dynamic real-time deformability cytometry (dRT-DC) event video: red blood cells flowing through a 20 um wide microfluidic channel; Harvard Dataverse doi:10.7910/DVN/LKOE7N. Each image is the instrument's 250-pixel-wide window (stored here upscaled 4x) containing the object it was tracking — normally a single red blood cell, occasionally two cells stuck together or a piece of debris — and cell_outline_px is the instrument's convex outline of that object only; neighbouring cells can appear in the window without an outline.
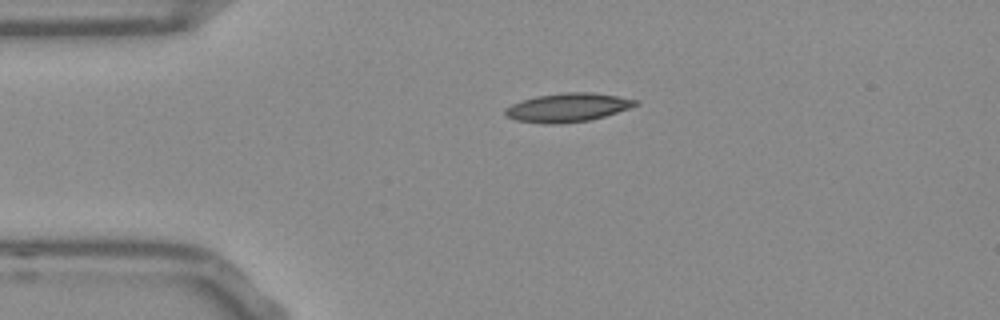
{"species": "Egyptian fruit bat (a non-hibernating species)", "species_latin": "Rousettus aegyptiacus", "temperature_condition": "room temperature", "stored_images_in_passage": 43, "camera_frame_rate_fps": 3000, "um_per_image_px": 0.085, "frame": {"image": 1, "passage_image": 1, "time_ms": 0.0, "image_size_px": [1000, 320], "cell_outline_px": [[640, 104], [604, 116], [588, 120], [556, 124], [544, 124], [516, 120], [508, 116], [504, 112], [504, 108], [520, 100], [536, 96], [564, 92], [592, 92], [616, 96], [636, 100]], "centroid_in_image_um": [48.21, 9.13], "position_along_channel_um": 36.8, "area_um2": 21.62}}
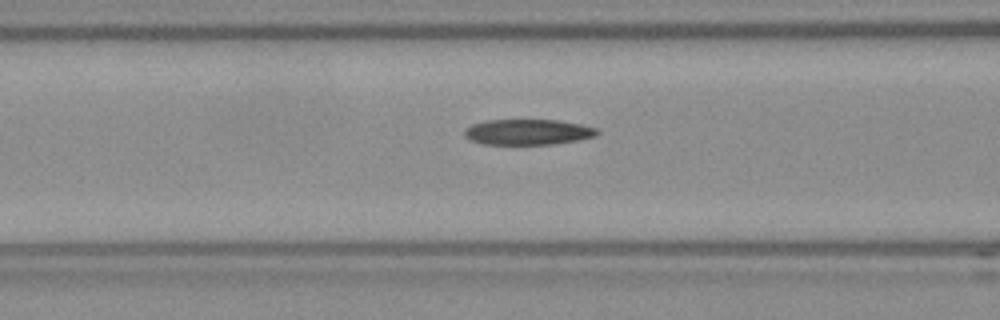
{"frame": {"image": 2, "passage_image": 10, "time_ms": 3.0, "image_size_px": [1000, 320], "cell_outline_px": [[600, 132], [596, 136], [576, 140], [552, 144], [484, 144], [472, 140], [464, 136], [464, 128], [472, 124], [488, 120], [560, 120], [580, 124], [596, 128]], "centroid_in_image_um": [44.86, 11.21], "position_along_channel_um": 121.7, "area_um2": 19.71}}
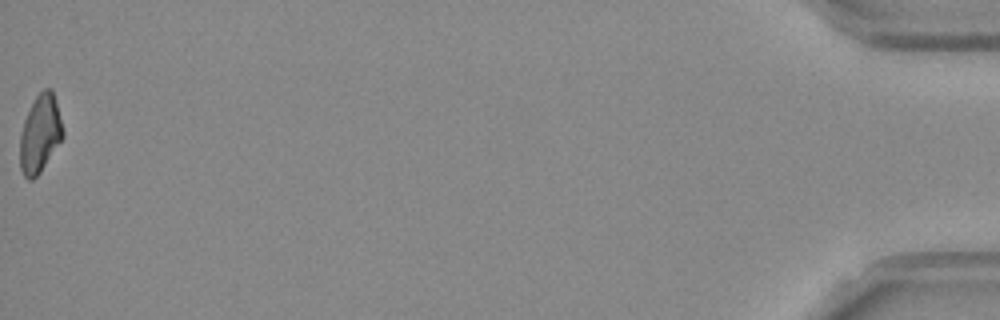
{"frame": {"image": 3, "passage_image": 43, "time_ms": 14.0, "image_size_px": [1000, 320], "cell_outline_px": [[64, 136], [40, 172], [32, 180], [28, 180], [24, 176], [20, 168], [20, 132], [24, 120], [36, 96], [44, 88], [52, 88], [64, 132]], "centroid_in_image_um": [3.4, 11.38], "position_along_channel_um": 431.8, "area_um2": 19.25}, "authors_computed_cell_mechanics": {"area_um2": 20.4034, "velocity_mm_per_s": 3.7813, "shape_relaxation_time_tau1_ms": null, "shape_relaxation_time_tau2_ms": 2.9112, "deformation_change_tau1": null, "deformation_change_tau2": 0.1046}}